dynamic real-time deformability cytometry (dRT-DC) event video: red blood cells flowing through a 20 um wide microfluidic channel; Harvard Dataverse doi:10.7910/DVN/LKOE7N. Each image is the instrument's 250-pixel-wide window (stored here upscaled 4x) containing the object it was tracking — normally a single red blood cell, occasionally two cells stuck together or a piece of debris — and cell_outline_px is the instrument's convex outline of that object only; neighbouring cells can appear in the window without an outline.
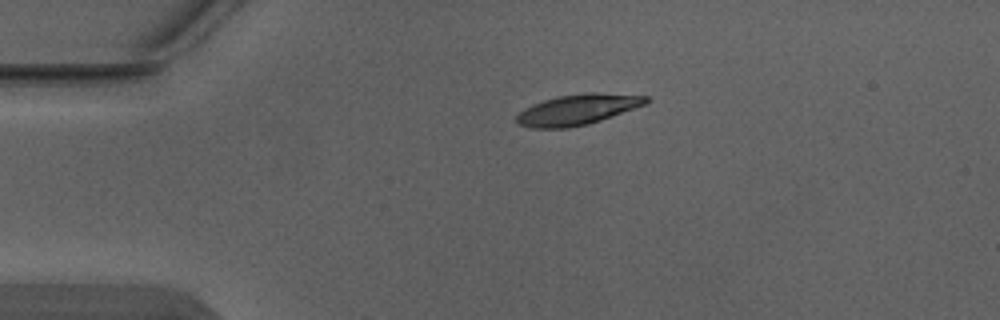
{"species": "Egyptian fruit bat (a non-hibernating species)", "species_latin": "Rousettus aegyptiacus", "temperature_condition": "warm", "stored_images_in_passage": 2, "camera_frame_rate_fps": 3000, "um_per_image_px": 0.085, "animal": {"sex": "male"}, "frame": {"image": 1, "passage_image": 1, "time_ms": 0.0, "image_size_px": [1000, 320], "cell_outline_px": [[652, 100], [644, 104], [612, 116], [588, 124], [568, 128], [532, 128], [516, 124], [516, 116], [524, 108], [532, 104], [556, 96], [588, 92], [596, 92], [648, 96]], "centroid_in_image_um": [49.06, 9.31], "position_along_channel_um": 35.9, "area_um2": 23.06}}